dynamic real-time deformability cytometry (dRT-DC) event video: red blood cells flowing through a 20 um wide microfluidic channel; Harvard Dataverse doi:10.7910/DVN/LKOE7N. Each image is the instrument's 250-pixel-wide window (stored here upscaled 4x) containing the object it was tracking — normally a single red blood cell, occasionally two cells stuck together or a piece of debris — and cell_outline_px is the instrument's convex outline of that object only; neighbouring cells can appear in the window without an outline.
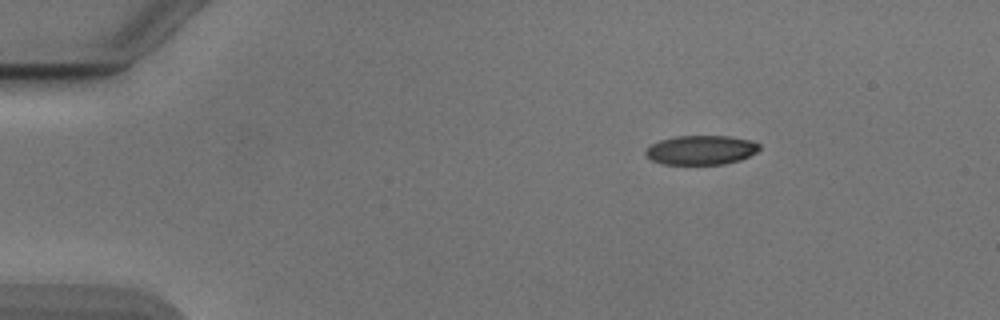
{"species": "Egyptian fruit bat (a non-hibernating species)", "species_latin": "Rousettus aegyptiacus", "temperature_condition": "cold", "stored_images_in_passage": 45, "camera_frame_rate_fps": 3000, "um_per_image_px": 0.085, "animal": {"sex": "male"}, "frame": {"image": 1, "passage_image": 1, "time_ms": 0.0, "image_size_px": [1000, 320], "cell_outline_px": [[760, 148], [756, 152], [740, 160], [724, 164], [664, 164], [652, 160], [644, 152], [652, 144], [660, 140], [676, 136], [728, 136], [752, 140], [760, 144]], "centroid_in_image_um": [59.62, 12.75], "position_along_channel_um": 25.4, "area_um2": 19.31}}
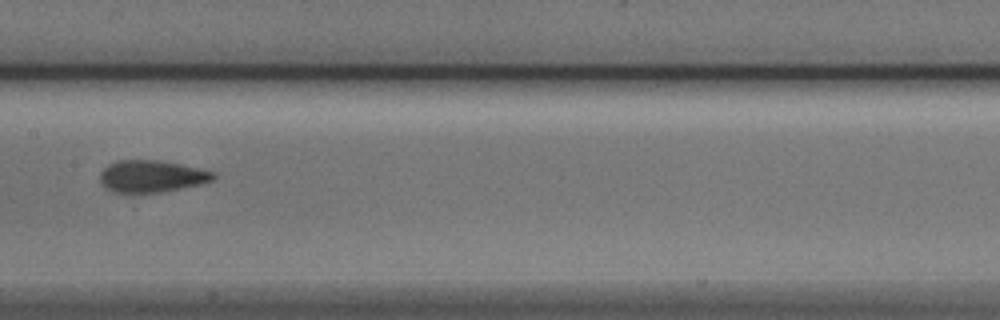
{"frame": {"image": 2, "passage_image": 20, "time_ms": 6.333, "image_size_px": [1000, 320], "cell_outline_px": [[216, 176], [212, 180], [204, 184], [160, 192], [112, 192], [100, 180], [100, 172], [108, 164], [116, 160], [160, 160], [200, 168], [216, 172]], "centroid_in_image_um": [12.93, 14.97], "position_along_channel_um": 194.5, "area_um2": 21.15}}
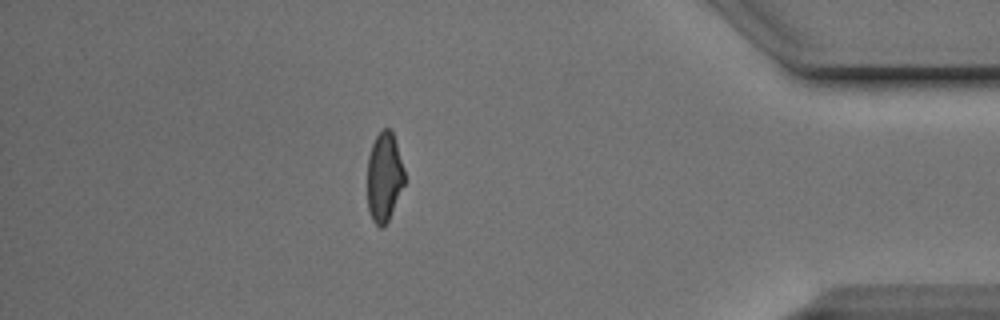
{"frame": {"image": 3, "passage_image": 39, "time_ms": 12.667, "image_size_px": [1000, 320], "cell_outline_px": [[404, 184], [388, 220], [380, 228], [372, 220], [368, 208], [368, 156], [372, 144], [376, 136], [384, 128], [388, 128], [392, 132], [404, 168]], "centroid_in_image_um": [32.65, 15.04], "position_along_channel_um": 402.6, "area_um2": 18.96}, "authors_computed_cell_mechanics": {"area_um2": 20.8658, "velocity_mm_per_s": 3.8956, "shape_relaxation_time_tau1_ms": 5.5107, "shape_relaxation_time_tau2_ms": 1.4123, "deformation_change_tau1": 0.1599, "deformation_change_tau2": 0.0794}}